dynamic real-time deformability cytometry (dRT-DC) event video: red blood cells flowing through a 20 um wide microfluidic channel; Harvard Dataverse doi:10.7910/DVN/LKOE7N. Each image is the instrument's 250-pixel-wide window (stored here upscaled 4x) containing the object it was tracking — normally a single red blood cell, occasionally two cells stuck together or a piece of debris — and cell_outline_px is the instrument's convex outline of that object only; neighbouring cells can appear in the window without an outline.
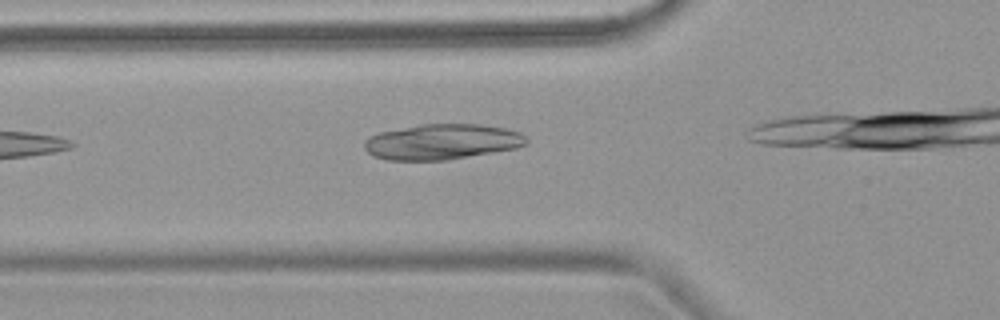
{"species": "common noctule bat (a hibernating species)", "species_latin": "Nyctalus noctula", "temperature_condition": "warm", "stored_images_in_passage": 5, "camera_frame_rate_fps": 3000, "um_per_image_px": 0.085, "animal": {"sex": "female", "body_mass_g": 18.4}, "frame": {"image": 1, "passage_image": 4, "time_ms": 3.667, "image_size_px": [1000, 320], "cell_outline_px": [[528, 144], [516, 148], [448, 160], [388, 160], [372, 156], [364, 148], [364, 140], [368, 136], [380, 132], [420, 124], [480, 124], [504, 128], [520, 132], [528, 136]], "centroid_in_image_um": [37.58, 12.05], "position_along_channel_um": 88.2, "area_um2": 33.76}}